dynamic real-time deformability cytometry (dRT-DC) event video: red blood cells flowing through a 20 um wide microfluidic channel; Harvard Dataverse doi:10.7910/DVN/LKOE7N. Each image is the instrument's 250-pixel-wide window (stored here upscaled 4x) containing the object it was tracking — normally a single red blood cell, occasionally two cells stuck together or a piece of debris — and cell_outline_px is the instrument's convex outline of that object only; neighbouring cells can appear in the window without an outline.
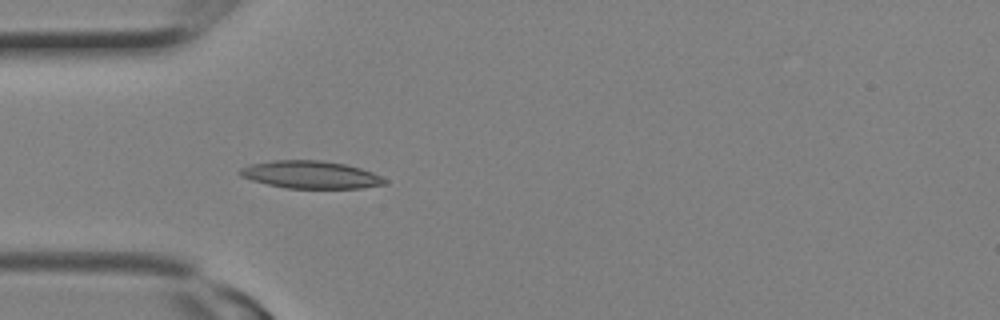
{"species": "Egyptian fruit bat (a non-hibernating species)", "species_latin": "Rousettus aegyptiacus", "temperature_condition": "room temperature", "stored_images_in_passage": 3, "camera_frame_rate_fps": 3000, "um_per_image_px": 0.085, "animal": {"sex": "female"}, "frame": {"image": 1, "passage_image": 3, "time_ms": 0.667, "image_size_px": [1000, 320], "cell_outline_px": [[388, 184], [360, 188], [288, 188], [268, 184], [252, 180], [240, 176], [236, 172], [240, 168], [252, 164], [272, 160], [320, 160], [344, 164], [360, 168], [372, 172], [388, 180]], "centroid_in_image_um": [26.41, 14.85], "position_along_channel_um": 58.6, "area_um2": 23.24}}